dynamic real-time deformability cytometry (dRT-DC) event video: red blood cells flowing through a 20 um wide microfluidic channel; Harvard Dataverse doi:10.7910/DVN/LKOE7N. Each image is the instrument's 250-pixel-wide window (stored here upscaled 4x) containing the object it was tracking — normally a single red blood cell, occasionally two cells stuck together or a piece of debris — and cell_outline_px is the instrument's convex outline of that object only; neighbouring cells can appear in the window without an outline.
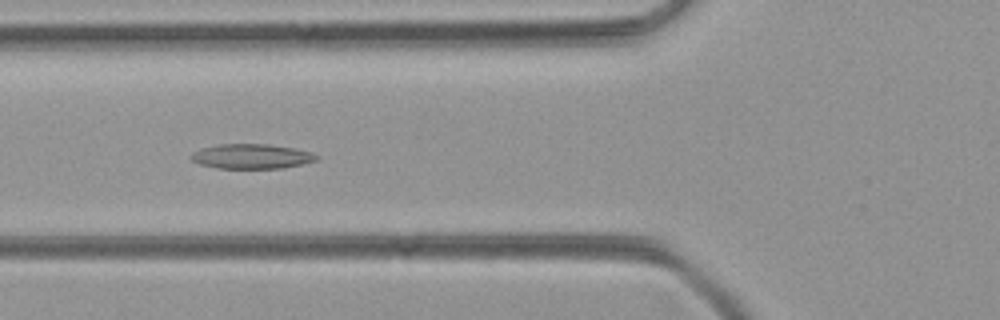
{"species": "common noctule bat (a hibernating species)", "species_latin": "Nyctalus noctula", "temperature_condition": "room temperature", "stored_images_in_passage": 42, "camera_frame_rate_fps": 3000, "um_per_image_px": 0.085, "animal": {"sex": "female", "body_mass_g": 21.9}, "frame": {"image": 1, "passage_image": 11, "time_ms": 3.333, "image_size_px": [1000, 320], "cell_outline_px": [[320, 156], [316, 160], [284, 168], [216, 168], [200, 164], [192, 160], [188, 156], [192, 152], [200, 148], [220, 144], [268, 144], [296, 148], [312, 152]], "centroid_in_image_um": [21.37, 13.28], "position_along_channel_um": 104.4, "area_um2": 18.21}}
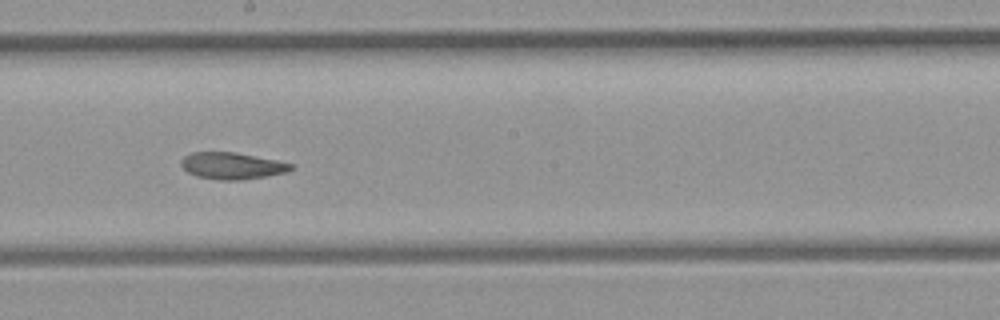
{"frame": {"image": 2, "passage_image": 20, "time_ms": 6.333, "image_size_px": [1000, 320], "cell_outline_px": [[296, 168], [288, 172], [244, 180], [220, 180], [196, 176], [188, 172], [180, 164], [180, 160], [184, 156], [192, 152], [236, 152], [296, 164]], "centroid_in_image_um": [19.77, 14.09], "position_along_channel_um": 228.4, "area_um2": 17.34}}
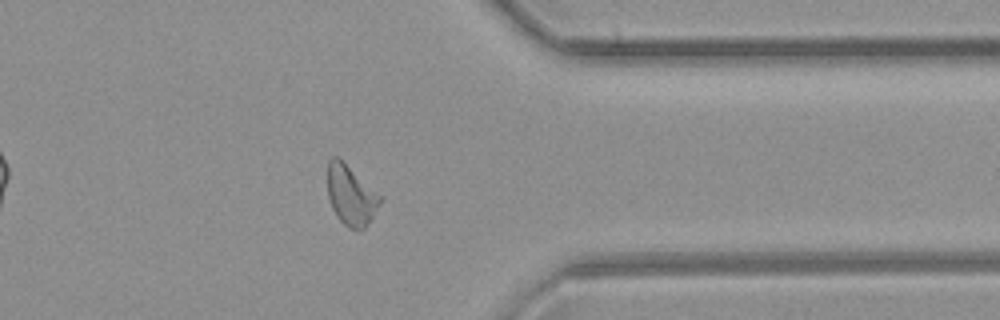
{"frame": {"image": 3, "passage_image": 32, "time_ms": 10.333, "image_size_px": [1000, 320], "cell_outline_px": [[380, 204], [364, 228], [348, 228], [336, 216], [332, 208], [328, 196], [328, 160], [332, 156], [336, 156], [380, 196]], "centroid_in_image_um": [29.78, 16.61], "position_along_channel_um": 381.6, "area_um2": 17.51}}